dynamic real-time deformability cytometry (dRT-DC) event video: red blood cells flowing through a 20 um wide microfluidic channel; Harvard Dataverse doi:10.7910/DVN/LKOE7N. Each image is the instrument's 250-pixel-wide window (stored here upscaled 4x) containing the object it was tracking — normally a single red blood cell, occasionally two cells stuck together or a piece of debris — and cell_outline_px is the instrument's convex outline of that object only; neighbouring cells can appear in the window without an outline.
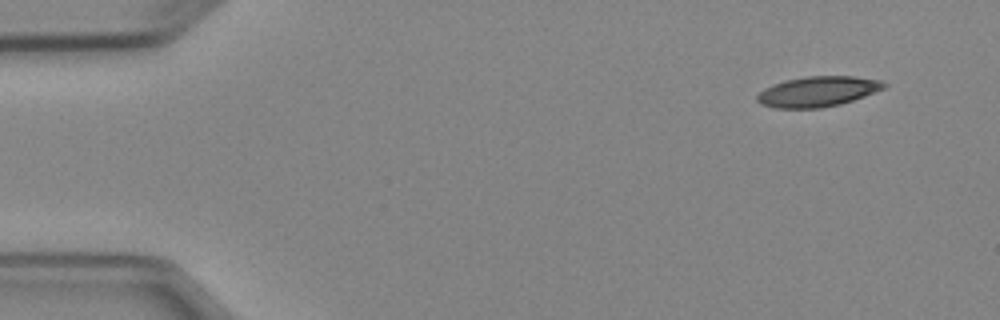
{"species": "Egyptian fruit bat (a non-hibernating species)", "species_latin": "Rousettus aegyptiacus", "temperature_condition": "cold", "stored_images_in_passage": 4, "camera_frame_rate_fps": 3000, "um_per_image_px": 0.085, "animal": {"sex": "female"}, "frame": {"image": 1, "passage_image": 1, "time_ms": 0.0, "image_size_px": [1000, 320], "cell_outline_px": [[888, 84], [884, 88], [864, 96], [840, 104], [820, 108], [776, 108], [760, 104], [756, 100], [756, 96], [764, 88], [772, 84], [784, 80], [804, 76], [856, 76], [880, 80]], "centroid_in_image_um": [69.48, 7.77], "position_along_channel_um": 15.5, "area_um2": 22.48}}
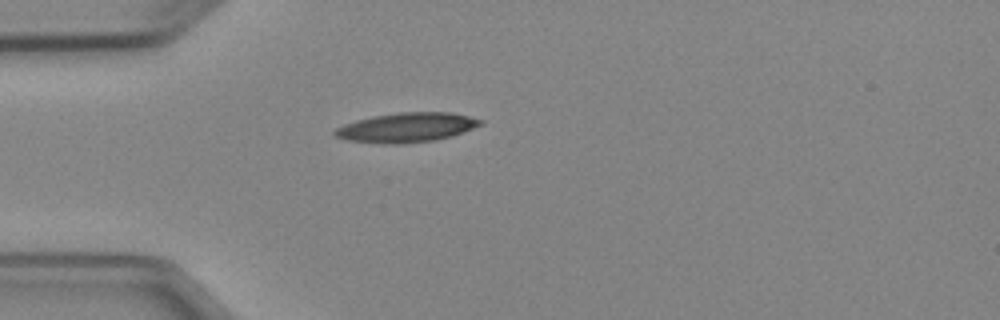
{"frame": {"image": 2, "passage_image": 4, "time_ms": 3.333, "image_size_px": [1000, 320], "cell_outline_px": [[484, 124], [452, 136], [436, 140], [400, 144], [380, 144], [348, 140], [336, 136], [332, 132], [336, 128], [344, 124], [356, 120], [372, 116], [400, 112], [452, 112], [484, 120]], "centroid_in_image_um": [34.58, 10.83], "position_along_channel_um": 50.4, "area_um2": 25.2}}